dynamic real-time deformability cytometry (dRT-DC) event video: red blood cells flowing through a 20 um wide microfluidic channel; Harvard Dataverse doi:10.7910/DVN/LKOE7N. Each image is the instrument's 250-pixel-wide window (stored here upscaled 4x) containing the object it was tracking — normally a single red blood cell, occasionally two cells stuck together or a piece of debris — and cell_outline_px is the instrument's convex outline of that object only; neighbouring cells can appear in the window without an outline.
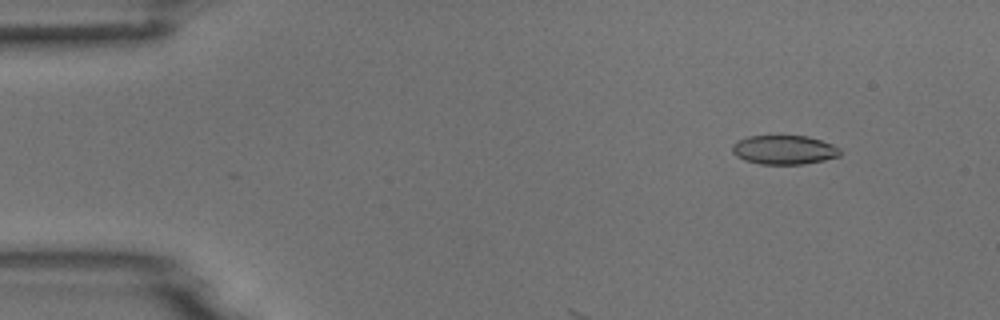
{"species": "common noctule bat (a hibernating species)", "species_latin": "Nyctalus noctula", "temperature_condition": "room temperature", "stored_images_in_passage": 4, "camera_frame_rate_fps": 3000, "um_per_image_px": 0.085, "animal": {"sex": "male", "body_mass_g": 18.8}, "frame": {"image": 1, "passage_image": 2, "time_ms": 1.333, "image_size_px": [1000, 320], "cell_outline_px": [[840, 156], [824, 160], [804, 164], [760, 164], [744, 160], [736, 156], [732, 152], [732, 144], [736, 140], [748, 136], [808, 136], [832, 144], [840, 148]], "centroid_in_image_um": [66.62, 12.73], "position_along_channel_um": 18.4, "area_um2": 18.38}}